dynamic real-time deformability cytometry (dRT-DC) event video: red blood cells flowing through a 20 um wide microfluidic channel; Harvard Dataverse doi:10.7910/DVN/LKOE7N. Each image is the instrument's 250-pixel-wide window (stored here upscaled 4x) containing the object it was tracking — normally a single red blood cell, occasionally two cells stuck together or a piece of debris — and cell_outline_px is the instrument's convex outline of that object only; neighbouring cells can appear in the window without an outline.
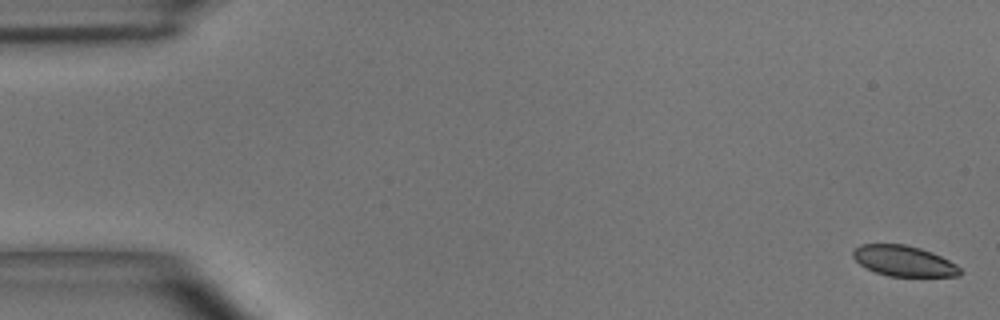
{"species": "common noctule bat (a hibernating species)", "species_latin": "Nyctalus noctula", "temperature_condition": "room temperature", "stored_images_in_passage": 50, "camera_frame_rate_fps": 3000, "um_per_image_px": 0.085, "animal": {"sex": "male", "body_mass_g": 15.6}, "frame": {"image": 1, "passage_image": 1, "time_ms": 0.0, "image_size_px": [1000, 320], "cell_outline_px": [[964, 272], [960, 276], [888, 276], [876, 272], [860, 264], [852, 256], [852, 252], [860, 244], [904, 244], [920, 248], [932, 252], [956, 264]], "centroid_in_image_um": [76.85, 22.18], "position_along_channel_um": 8.2, "area_um2": 19.02}}
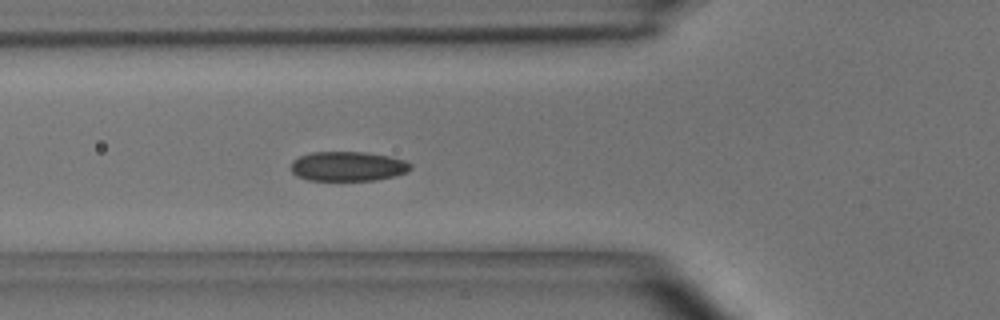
{"frame": {"image": 2, "passage_image": 18, "time_ms": 5.667, "image_size_px": [1000, 320], "cell_outline_px": [[412, 168], [408, 172], [396, 176], [376, 180], [308, 180], [296, 176], [292, 172], [292, 160], [300, 156], [312, 152], [364, 152], [388, 156], [404, 160], [412, 164]], "centroid_in_image_um": [29.59, 14.14], "position_along_channel_um": 96.2, "area_um2": 20.69}}
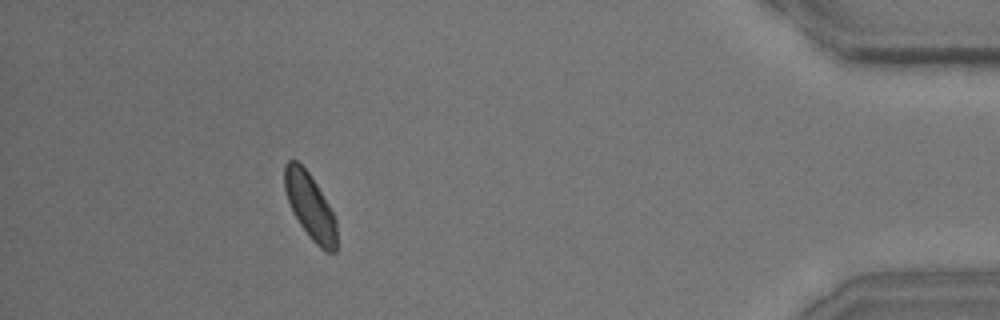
{"frame": {"image": 3, "passage_image": 46, "time_ms": 15.0, "image_size_px": [1000, 320], "cell_outline_px": [[336, 252], [324, 252], [312, 240], [300, 224], [288, 200], [284, 188], [284, 164], [288, 160], [296, 160], [308, 172], [316, 184], [328, 204], [336, 220]], "centroid_in_image_um": [26.36, 17.54], "position_along_channel_um": 408.8, "area_um2": 19.59}, "authors_computed_cell_mechanics": {"area_um2": 20.6346, "velocity_mm_per_s": 3.9358, "shape_relaxation_time_tau1_ms": 2.0121, "shape_relaxation_time_tau2_ms": 2.0914, "deformation_change_tau1": 0.064, "deformation_change_tau2": 0.0535}}